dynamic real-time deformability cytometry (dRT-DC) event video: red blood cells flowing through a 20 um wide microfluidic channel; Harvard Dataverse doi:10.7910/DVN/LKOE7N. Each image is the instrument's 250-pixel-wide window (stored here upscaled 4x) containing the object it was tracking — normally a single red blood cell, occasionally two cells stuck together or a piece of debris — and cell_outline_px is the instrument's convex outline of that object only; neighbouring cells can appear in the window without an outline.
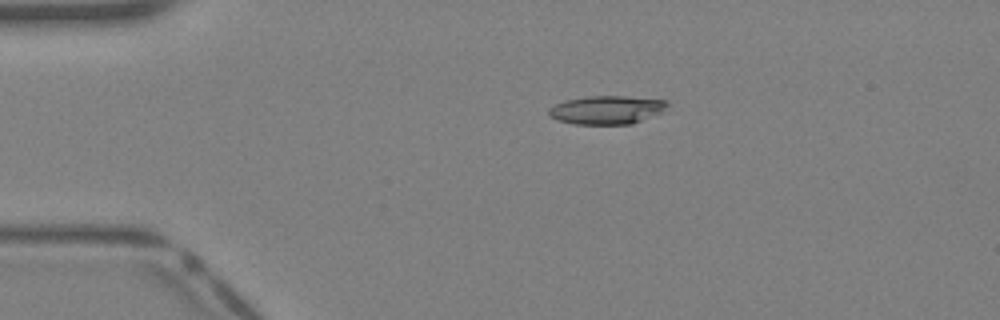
{"species": "Egyptian fruit bat (a non-hibernating species)", "species_latin": "Rousettus aegyptiacus", "temperature_condition": "warm", "stored_images_in_passage": 33, "camera_frame_rate_fps": 3000, "um_per_image_px": 0.085, "animal": {"sex": "female"}, "frame": {"image": 1, "passage_image": 2, "time_ms": 0.333, "image_size_px": [1000, 320], "cell_outline_px": [[668, 104], [660, 112], [632, 124], [576, 124], [556, 120], [548, 116], [548, 108], [564, 100], [588, 96], [628, 96], [668, 100]], "centroid_in_image_um": [51.52, 9.33], "position_along_channel_um": 33.5, "area_um2": 19.65}}
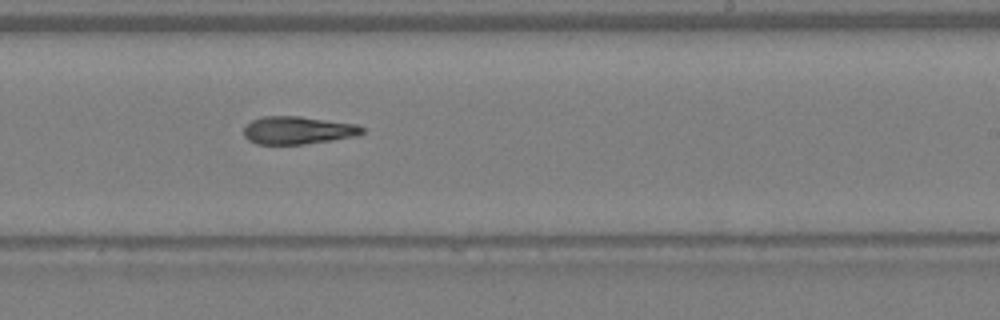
{"frame": {"image": 2, "passage_image": 18, "time_ms": 5.667, "image_size_px": [1000, 320], "cell_outline_px": [[364, 132], [356, 136], [332, 140], [304, 144], [256, 144], [248, 140], [244, 136], [244, 124], [252, 120], [264, 116], [300, 116], [356, 124], [364, 128]], "centroid_in_image_um": [25.29, 11.07], "position_along_channel_um": 263.7, "area_um2": 19.25}}
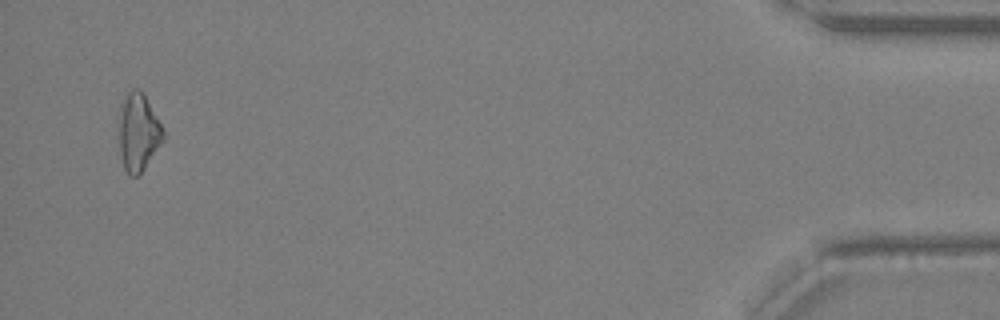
{"frame": {"image": 3, "passage_image": 32, "time_ms": 10.333, "image_size_px": [1000, 320], "cell_outline_px": [[164, 140], [140, 176], [128, 176], [124, 168], [120, 152], [120, 104], [128, 92], [132, 88], [140, 88], [144, 92], [164, 132]], "centroid_in_image_um": [11.77, 11.25], "position_along_channel_um": 423.4, "area_um2": 20.11}}